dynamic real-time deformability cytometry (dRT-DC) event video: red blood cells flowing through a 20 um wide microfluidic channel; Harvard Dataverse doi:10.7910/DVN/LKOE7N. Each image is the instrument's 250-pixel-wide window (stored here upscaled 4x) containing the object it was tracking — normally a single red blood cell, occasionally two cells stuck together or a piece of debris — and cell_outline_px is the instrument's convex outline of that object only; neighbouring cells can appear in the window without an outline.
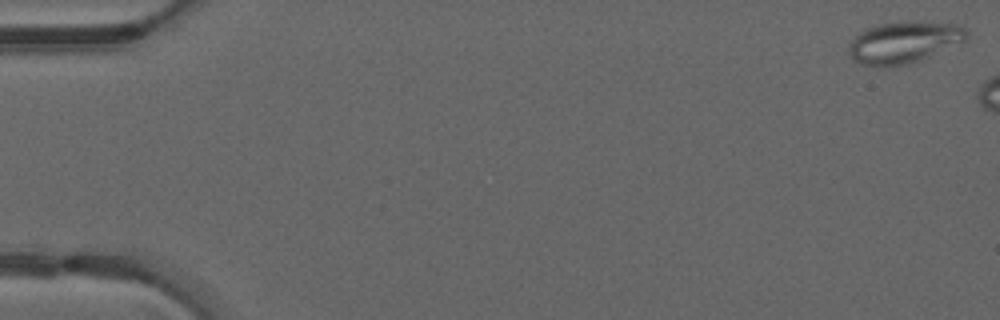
{"species": "common noctule bat (a hibernating species)", "species_latin": "Nyctalus noctula", "temperature_condition": "warm", "stored_images_in_passage": 6, "camera_frame_rate_fps": 3000, "um_per_image_px": 0.085, "animal": {"sex": "male", "forearm_length_mm": 52.5}, "frame": {"image": 1, "passage_image": 1, "time_ms": 0.0, "image_size_px": [1000, 320], "cell_outline_px": [[968, 36], [964, 40], [920, 60], [908, 64], [860, 64], [852, 60], [848, 52], [848, 44], [860, 32], [876, 24], [912, 20], [960, 24], [968, 32]], "centroid_in_image_um": [76.83, 3.54], "position_along_channel_um": 8.2, "area_um2": 28.26}}